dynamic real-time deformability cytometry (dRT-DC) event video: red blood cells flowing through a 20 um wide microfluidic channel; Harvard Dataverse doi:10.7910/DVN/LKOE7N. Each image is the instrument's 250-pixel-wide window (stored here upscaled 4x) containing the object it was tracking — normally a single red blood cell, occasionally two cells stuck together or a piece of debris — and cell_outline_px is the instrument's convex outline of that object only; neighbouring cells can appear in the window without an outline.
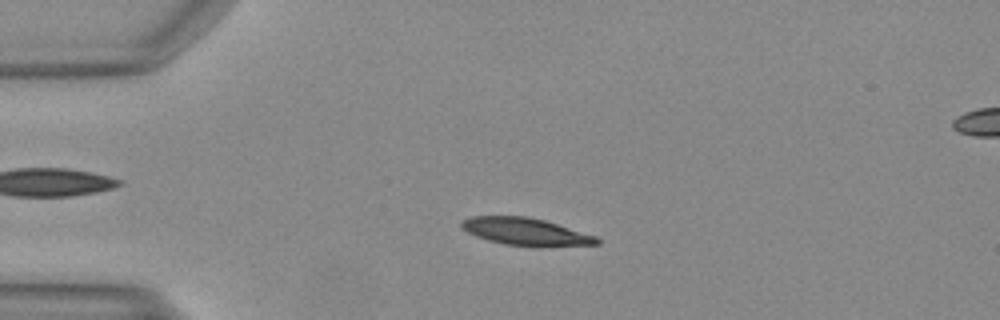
{"species": "Egyptian fruit bat (a non-hibernating species)", "species_latin": "Rousettus aegyptiacus", "temperature_condition": "warm", "stored_images_in_passage": 49, "camera_frame_rate_fps": 3000, "um_per_image_px": 0.085, "animal": {"sex": "female"}, "frame": {"image": 1, "passage_image": 10, "time_ms": 3.0, "image_size_px": [1000, 320], "cell_outline_px": [[600, 244], [540, 248], [532, 248], [504, 244], [488, 240], [476, 236], [468, 232], [460, 224], [464, 220], [472, 216], [528, 216], [544, 220], [596, 236], [600, 240]], "centroid_in_image_um": [44.74, 19.72], "position_along_channel_um": 40.3, "area_um2": 21.91}}
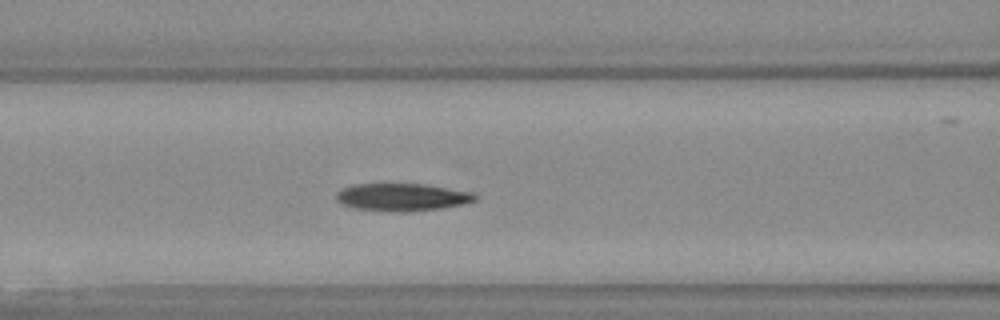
{"frame": {"image": 2, "passage_image": 19, "time_ms": 6.0, "image_size_px": [1000, 320], "cell_outline_px": [[480, 200], [464, 204], [444, 208], [404, 212], [400, 212], [356, 208], [340, 204], [336, 200], [336, 192], [352, 184], [424, 184], [476, 192], [480, 196]], "centroid_in_image_um": [34.28, 16.75], "position_along_channel_um": 132.3, "area_um2": 22.66}}
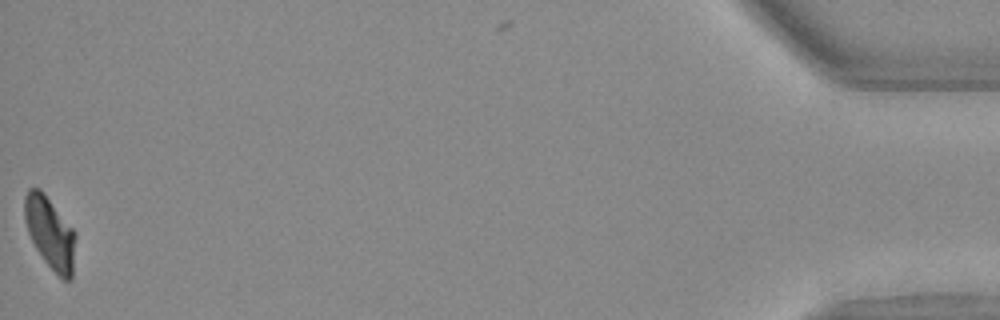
{"frame": {"image": 3, "passage_image": 48, "time_ms": 15.667, "image_size_px": [1000, 320], "cell_outline_px": [[76, 236], [72, 280], [64, 280], [44, 260], [36, 248], [28, 232], [24, 220], [24, 196], [28, 188], [40, 188], [44, 192], [76, 232]], "centroid_in_image_um": [4.26, 19.75], "position_along_channel_um": 430.9, "area_um2": 21.39}}